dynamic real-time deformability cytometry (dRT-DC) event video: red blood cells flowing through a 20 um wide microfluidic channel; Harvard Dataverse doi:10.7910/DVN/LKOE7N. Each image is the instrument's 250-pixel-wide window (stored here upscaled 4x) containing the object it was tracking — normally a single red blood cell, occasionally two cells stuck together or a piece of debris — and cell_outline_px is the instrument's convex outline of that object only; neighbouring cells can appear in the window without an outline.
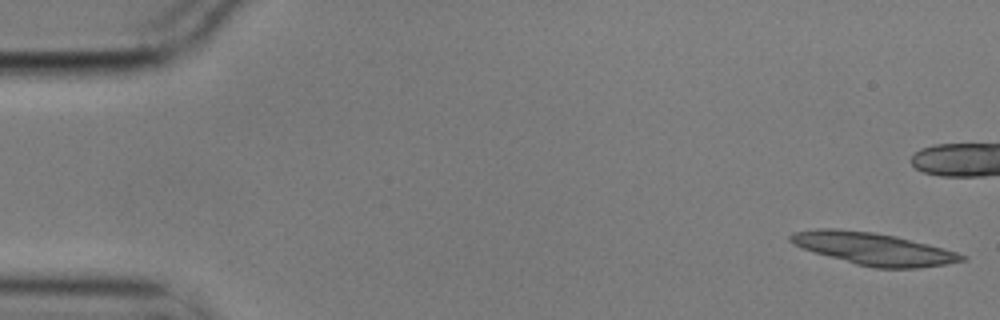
{"species": "common noctule bat (a hibernating species)", "species_latin": "Nyctalus noctula", "temperature_condition": "cold", "stored_images_in_passage": 5, "camera_frame_rate_fps": 3000, "um_per_image_px": 0.085, "animal": {"sex": "male", "body_mass_g": 17.9}, "frame": {"image": 1, "passage_image": 1, "time_ms": 0.0, "image_size_px": [1000, 320], "cell_outline_px": [[968, 256], [964, 260], [944, 264], [916, 268], [876, 268], [856, 264], [828, 256], [804, 248], [788, 240], [788, 236], [792, 232], [816, 228], [836, 228], [872, 232], [896, 236], [944, 248]], "centroid_in_image_um": [74.23, 21.13], "position_along_channel_um": 10.8, "area_um2": 31.91}}